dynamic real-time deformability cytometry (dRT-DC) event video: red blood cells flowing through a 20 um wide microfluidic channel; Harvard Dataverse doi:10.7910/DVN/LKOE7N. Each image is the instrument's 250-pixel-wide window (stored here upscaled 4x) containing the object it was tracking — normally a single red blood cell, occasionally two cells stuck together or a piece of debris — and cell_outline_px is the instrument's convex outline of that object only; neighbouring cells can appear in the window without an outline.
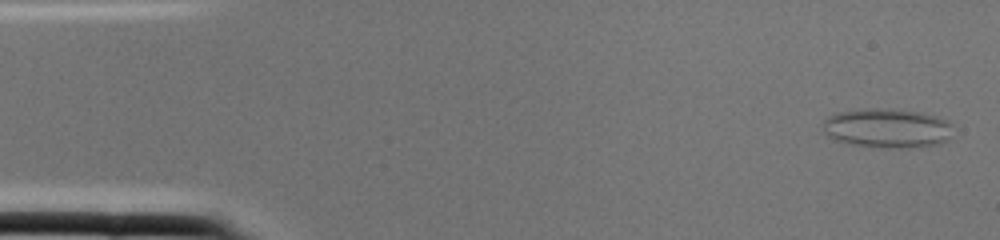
{"species": "common noctule bat (a hibernating species)", "species_latin": "Nyctalus noctula", "temperature_condition": "cold", "stored_images_in_passage": 2, "camera_frame_rate_fps": 3000, "um_per_image_px": 0.085, "animal": {"sex": "female", "body_mass_g": 22.0, "forearm_length_mm": 56.7}, "frame": {"image": 1, "passage_image": 1, "time_ms": 0.0, "image_size_px": [1000, 240], "cell_outline_px": [[952, 124], [948, 140], [940, 144], [908, 148], [880, 148], [848, 144], [836, 140], [828, 136], [824, 132], [824, 120], [828, 116], [836, 112], [872, 108], [876, 108], [916, 112], [936, 116], [948, 120]], "centroid_in_image_um": [75.4, 10.92], "position_along_channel_um": 9.6, "area_um2": 29.88}}
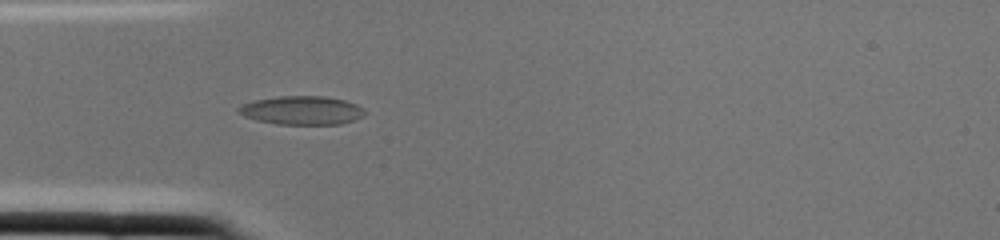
{"frame": {"image": 2, "passage_image": 2, "time_ms": 0.333, "image_size_px": [1000, 240], "cell_outline_px": [[364, 116], [340, 124], [276, 124], [256, 120], [244, 116], [236, 112], [236, 108], [240, 104], [252, 100], [280, 96], [324, 96], [344, 100], [356, 104], [364, 108]], "centroid_in_image_um": [25.59, 9.37], "position_along_channel_um": 59.4, "area_um2": 21.21}}